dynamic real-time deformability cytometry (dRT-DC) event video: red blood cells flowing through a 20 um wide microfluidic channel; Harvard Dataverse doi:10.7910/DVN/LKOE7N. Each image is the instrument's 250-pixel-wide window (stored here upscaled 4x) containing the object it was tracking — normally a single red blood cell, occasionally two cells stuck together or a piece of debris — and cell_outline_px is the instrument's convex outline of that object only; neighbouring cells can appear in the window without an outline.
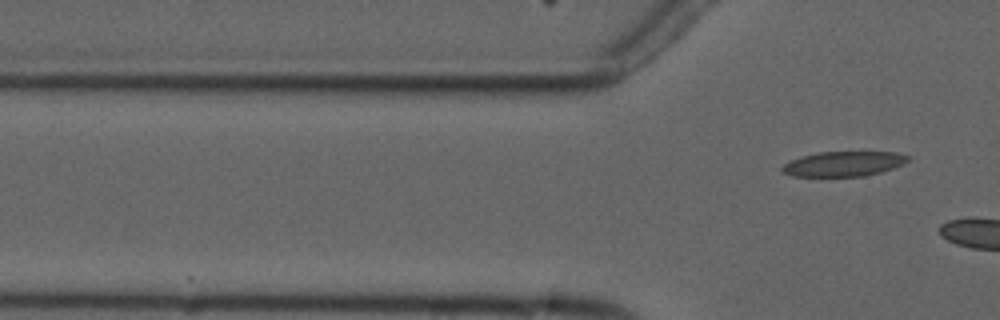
{"species": "common noctule bat (a hibernating species)", "species_latin": "Nyctalus noctula", "temperature_condition": "cold", "stored_images_in_passage": 3, "camera_frame_rate_fps": 3000, "um_per_image_px": 0.085, "animal": {"sex": "male", "forearm_length_mm": 52.5}, "frame": {"image": 1, "passage_image": 3, "time_ms": 2.333, "image_size_px": [1000, 320], "cell_outline_px": [[908, 160], [904, 164], [880, 172], [864, 176], [792, 176], [780, 172], [780, 168], [784, 164], [792, 160], [804, 156], [820, 152], [896, 152], [908, 156]], "centroid_in_image_um": [71.69, 13.93], "position_along_channel_um": 54.1, "area_um2": 18.09}}